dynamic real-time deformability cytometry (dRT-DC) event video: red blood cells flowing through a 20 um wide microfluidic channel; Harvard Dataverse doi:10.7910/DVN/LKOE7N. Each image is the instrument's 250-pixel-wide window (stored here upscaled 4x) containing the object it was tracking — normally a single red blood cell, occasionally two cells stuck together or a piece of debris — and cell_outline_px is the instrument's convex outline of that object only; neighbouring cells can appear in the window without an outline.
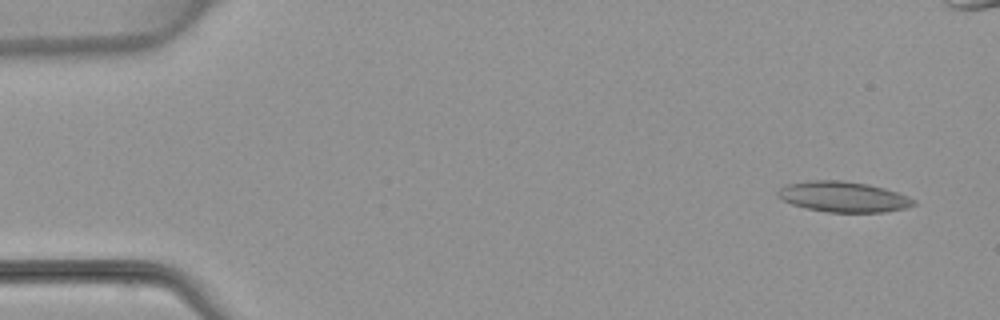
{"species": "common noctule bat (a hibernating species)", "species_latin": "Nyctalus noctula", "temperature_condition": "warm", "stored_images_in_passage": 5, "camera_frame_rate_fps": 3000, "um_per_image_px": 0.085, "animal": {"sex": "female", "body_mass_g": 22.7, "forearm_length_mm": 54.2}, "frame": {"image": 1, "passage_image": 1, "time_ms": 0.0, "image_size_px": [1000, 320], "cell_outline_px": [[916, 204], [904, 208], [884, 212], [828, 212], [804, 208], [792, 204], [776, 196], [776, 192], [784, 184], [812, 180], [840, 180], [868, 184], [884, 188], [908, 196], [916, 200]], "centroid_in_image_um": [71.65, 16.72], "position_along_channel_um": 13.4, "area_um2": 24.22}}